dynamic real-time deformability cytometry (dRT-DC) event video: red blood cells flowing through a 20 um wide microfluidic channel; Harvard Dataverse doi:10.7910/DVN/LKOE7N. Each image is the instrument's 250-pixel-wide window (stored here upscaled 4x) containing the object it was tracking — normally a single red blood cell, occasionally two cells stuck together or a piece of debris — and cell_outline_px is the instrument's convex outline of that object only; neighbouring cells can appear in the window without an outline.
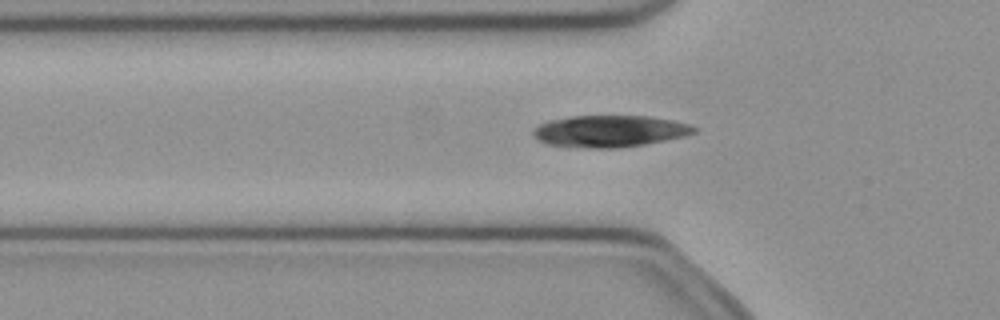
{"species": "common noctule bat (a hibernating species)", "species_latin": "Nyctalus noctula", "temperature_condition": "cold", "stored_images_in_passage": 50, "camera_frame_rate_fps": 3000, "um_per_image_px": 0.085, "animal": {"sex": "female", "body_mass_g": 21.9}, "frame": {"image": 1, "passage_image": 16, "time_ms": 5.0, "image_size_px": [1000, 320], "cell_outline_px": [[696, 132], [684, 136], [644, 144], [616, 148], [588, 148], [544, 144], [536, 140], [532, 136], [532, 132], [540, 124], [548, 120], [572, 116], [648, 116], [672, 120], [688, 124], [696, 128]], "centroid_in_image_um": [51.76, 11.15], "position_along_channel_um": 74.0, "area_um2": 29.71}}
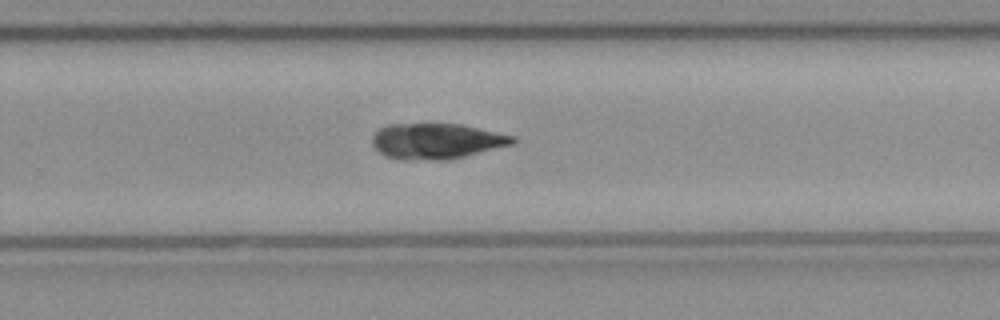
{"frame": {"image": 2, "passage_image": 32, "time_ms": 10.333, "image_size_px": [1000, 320], "cell_outline_px": [[516, 144], [448, 160], [400, 160], [384, 156], [372, 144], [372, 136], [380, 128], [388, 124], [432, 120], [464, 124], [516, 136]], "centroid_in_image_um": [37.12, 11.94], "position_along_channel_um": 292.7, "area_um2": 30.69}}
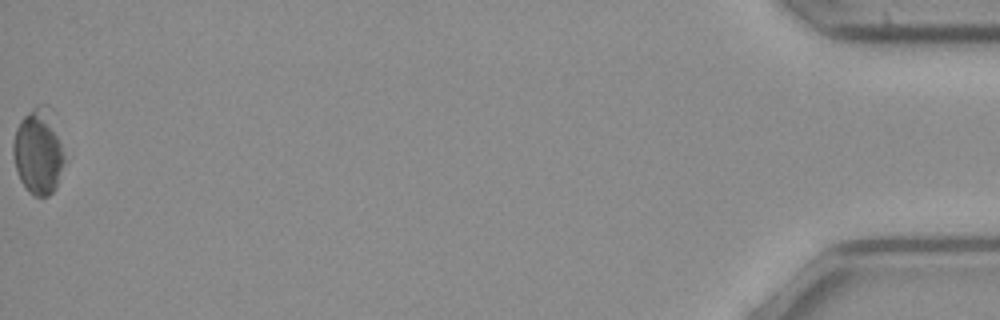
{"frame": {"image": 3, "passage_image": 50, "time_ms": 16.333, "image_size_px": [1000, 320], "cell_outline_px": [[64, 164], [56, 188], [48, 196], [32, 196], [28, 192], [20, 180], [12, 156], [12, 140], [16, 128], [20, 120], [36, 104], [48, 104], [52, 108], [64, 156]], "centroid_in_image_um": [3.25, 12.85], "position_along_channel_um": 431.9, "area_um2": 26.07}, "authors_computed_cell_mechanics": {"area_um2": 28.0908, "velocity_mm_per_s": 4.0778, "shape_relaxation_time_tau1_ms": 8.1889, "shape_relaxation_time_tau2_ms": null, "deformation_change_tau1": 0.1535, "deformation_change_tau2": null}}